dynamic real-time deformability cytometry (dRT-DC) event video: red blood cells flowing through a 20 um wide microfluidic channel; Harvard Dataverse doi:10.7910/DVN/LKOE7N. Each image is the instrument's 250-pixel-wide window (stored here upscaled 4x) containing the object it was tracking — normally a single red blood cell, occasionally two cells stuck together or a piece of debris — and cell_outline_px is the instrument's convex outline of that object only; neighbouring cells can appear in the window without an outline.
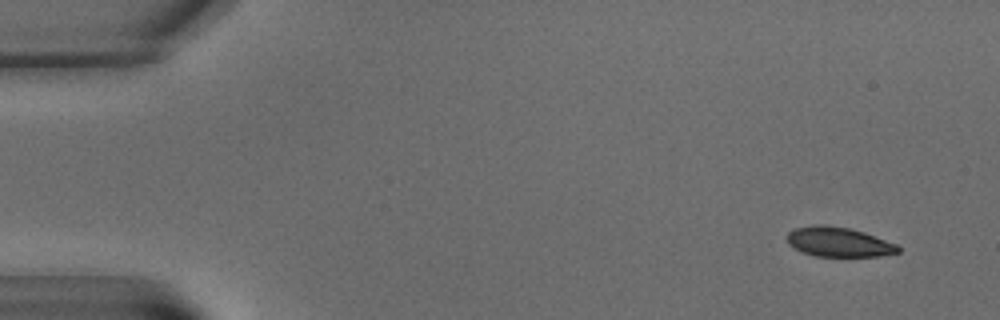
{"species": "common noctule bat (a hibernating species)", "species_latin": "Nyctalus noctula", "temperature_condition": "warm", "stored_images_in_passage": 8, "camera_frame_rate_fps": 3000, "um_per_image_px": 0.085, "animal": {"sex": "male", "body_mass_g": 15.6}, "frame": {"image": 1, "passage_image": 1, "time_ms": 0.0, "image_size_px": [1000, 320], "cell_outline_px": [[900, 252], [880, 256], [816, 256], [800, 252], [788, 244], [788, 232], [792, 228], [812, 224], [824, 224], [848, 228], [864, 232], [896, 244], [900, 248]], "centroid_in_image_um": [71.24, 20.56], "position_along_channel_um": 13.8, "area_um2": 19.31}}
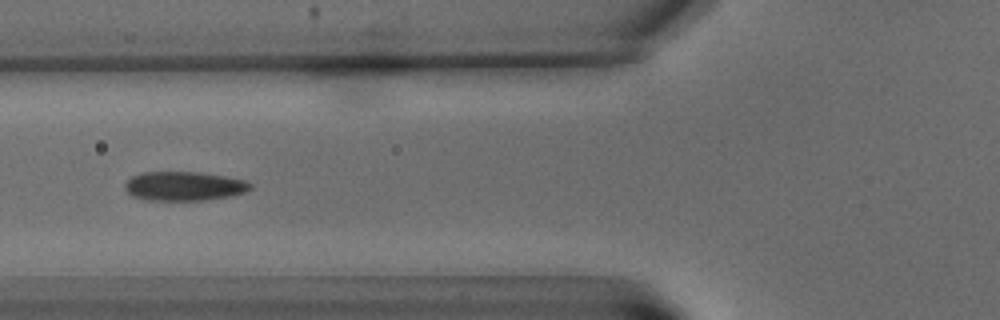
{"frame": {"image": 2, "passage_image": 7, "time_ms": 7.667, "image_size_px": [1000, 320], "cell_outline_px": [[252, 188], [244, 192], [228, 196], [204, 200], [148, 200], [132, 196], [124, 188], [124, 184], [132, 176], [144, 172], [196, 172], [224, 176], [248, 180], [252, 184]], "centroid_in_image_um": [15.65, 15.81], "position_along_channel_um": 110.2, "area_um2": 21.21}}
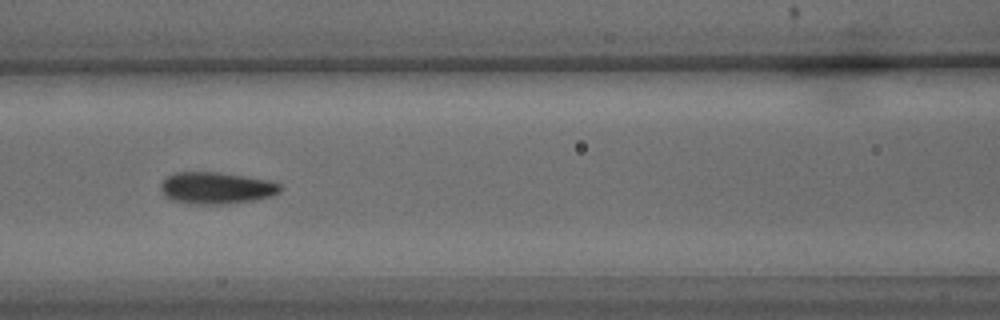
{"frame": {"image": 3, "passage_image": 8, "time_ms": 9.0, "image_size_px": [1000, 320], "cell_outline_px": [[284, 188], [280, 192], [272, 196], [252, 200], [224, 204], [188, 204], [172, 200], [164, 196], [160, 188], [160, 184], [168, 176], [176, 172], [220, 172], [268, 180], [280, 184]], "centroid_in_image_um": [18.38, 15.98], "position_along_channel_um": 148.2, "area_um2": 22.25}}